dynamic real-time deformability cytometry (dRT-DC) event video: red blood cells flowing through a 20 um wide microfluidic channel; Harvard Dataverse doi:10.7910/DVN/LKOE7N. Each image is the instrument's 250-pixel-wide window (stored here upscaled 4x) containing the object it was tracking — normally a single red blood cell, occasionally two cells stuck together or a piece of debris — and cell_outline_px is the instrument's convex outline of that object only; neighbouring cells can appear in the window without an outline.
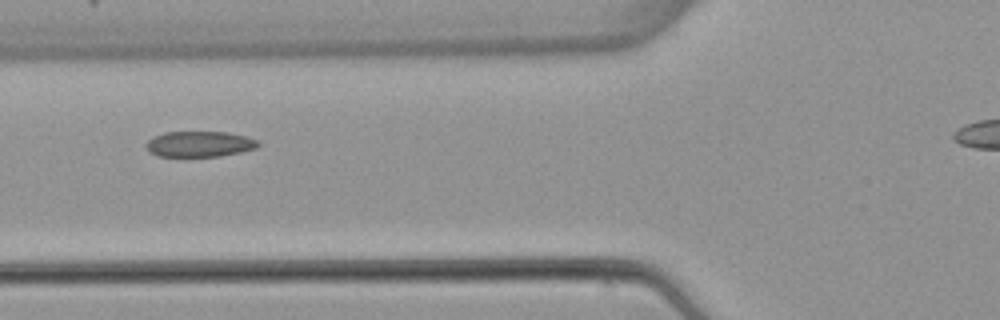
{"species": "common noctule bat (a hibernating species)", "species_latin": "Nyctalus noctula", "temperature_condition": "warm", "stored_images_in_passage": 6, "camera_frame_rate_fps": 3000, "um_per_image_px": 0.085, "animal": {"sex": "female", "body_mass_g": 22.7, "forearm_length_mm": 54.2}, "frame": {"image": 1, "passage_image": 5, "time_ms": 5.333, "image_size_px": [1000, 320], "cell_outline_px": [[260, 144], [256, 148], [240, 152], [220, 156], [156, 156], [148, 152], [144, 148], [144, 144], [148, 140], [164, 132], [228, 132], [260, 140]], "centroid_in_image_um": [16.93, 12.24], "position_along_channel_um": 108.9, "area_um2": 16.88}}
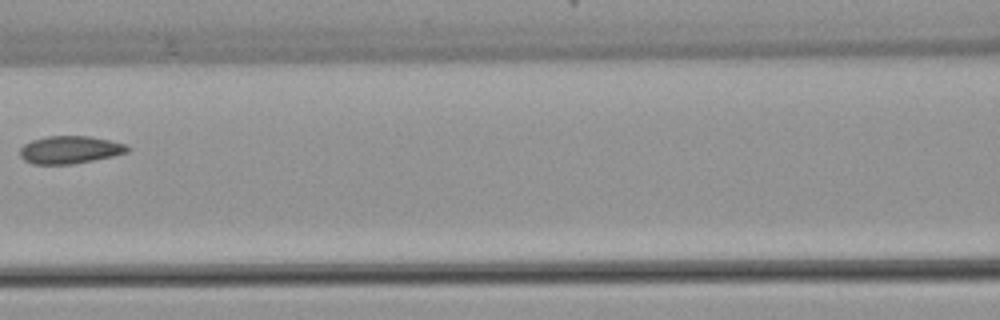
{"frame": {"image": 2, "passage_image": 6, "time_ms": 6.667, "image_size_px": [1000, 320], "cell_outline_px": [[128, 152], [112, 156], [72, 164], [32, 164], [24, 160], [20, 156], [20, 148], [24, 144], [32, 140], [48, 136], [88, 136], [108, 140], [124, 144], [128, 148]], "centroid_in_image_um": [5.89, 12.73], "position_along_channel_um": 160.7, "area_um2": 17.11}}